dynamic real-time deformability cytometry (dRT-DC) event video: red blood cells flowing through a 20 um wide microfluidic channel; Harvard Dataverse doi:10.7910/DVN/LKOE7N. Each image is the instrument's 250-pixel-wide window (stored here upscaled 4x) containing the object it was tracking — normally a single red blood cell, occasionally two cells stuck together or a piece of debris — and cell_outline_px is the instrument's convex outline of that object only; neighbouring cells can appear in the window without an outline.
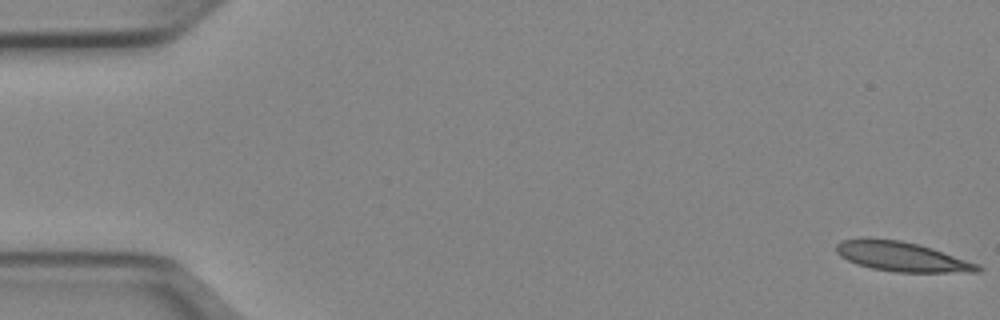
{"species": "Egyptian fruit bat (a non-hibernating species)", "species_latin": "Rousettus aegyptiacus", "temperature_condition": "cold", "stored_images_in_passage": 51, "camera_frame_rate_fps": 3000, "um_per_image_px": 0.085, "animal": {"sex": "female"}, "frame": {"image": 1, "passage_image": 1, "time_ms": 0.0, "image_size_px": [1000, 320], "cell_outline_px": [[984, 268], [980, 272], [896, 272], [872, 268], [856, 264], [840, 256], [836, 252], [836, 244], [840, 240], [864, 236], [868, 236], [900, 240], [932, 248], [980, 264]], "centroid_in_image_um": [76.62, 21.79], "position_along_channel_um": 8.4, "area_um2": 24.85}}
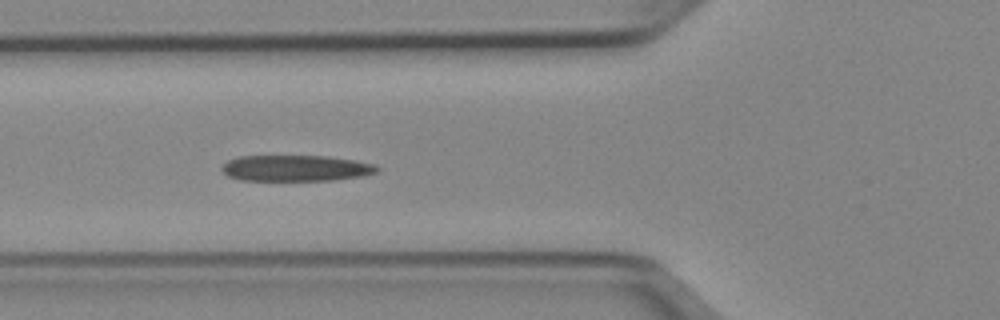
{"frame": {"image": 2, "passage_image": 19, "time_ms": 6.0, "image_size_px": [1000, 320], "cell_outline_px": [[380, 168], [376, 172], [364, 176], [332, 180], [240, 180], [228, 176], [220, 168], [228, 160], [240, 156], [328, 156], [356, 160], [376, 164]], "centroid_in_image_um": [25.18, 14.29], "position_along_channel_um": 100.6, "area_um2": 23.64}}
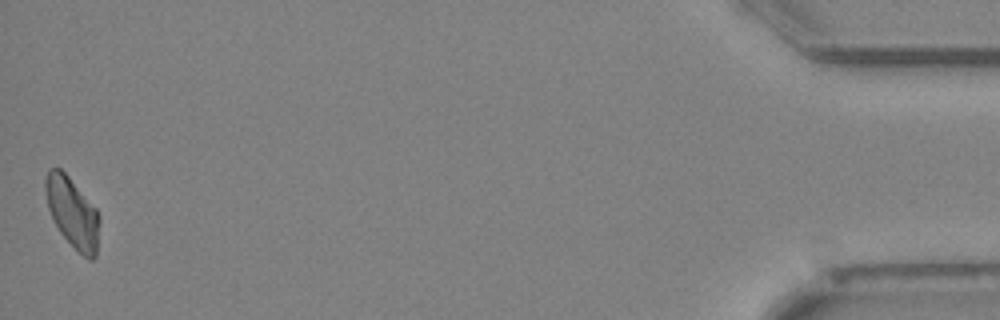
{"frame": {"image": 3, "passage_image": 51, "time_ms": 16.667, "image_size_px": [1000, 320], "cell_outline_px": [[100, 220], [96, 256], [92, 260], [88, 260], [60, 232], [52, 220], [48, 208], [44, 188], [44, 180], [48, 168], [60, 168], [68, 176], [96, 208], [100, 216]], "centroid_in_image_um": [6.15, 18.05], "position_along_channel_um": 429.1, "area_um2": 22.08}, "authors_computed_cell_mechanics": {"area_um2": 23.987, "velocity_mm_per_s": 3.9441, "shape_relaxation_time_tau1_ms": 6.2716, "shape_relaxation_time_tau2_ms": 3.8119, "deformation_change_tau1": 0.1908, "deformation_change_tau2": 0.1407}}